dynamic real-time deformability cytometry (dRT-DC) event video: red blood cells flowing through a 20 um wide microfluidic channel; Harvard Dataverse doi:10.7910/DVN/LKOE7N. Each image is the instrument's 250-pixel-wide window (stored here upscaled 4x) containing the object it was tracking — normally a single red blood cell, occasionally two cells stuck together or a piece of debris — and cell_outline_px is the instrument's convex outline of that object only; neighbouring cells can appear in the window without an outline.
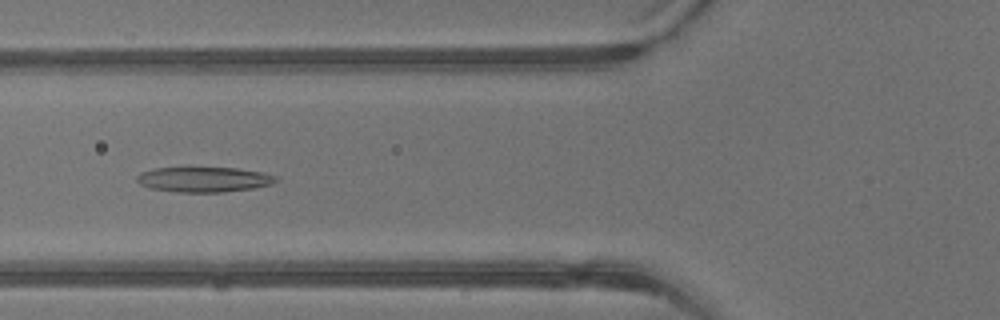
{"species": "common noctule bat (a hibernating species)", "species_latin": "Nyctalus noctula", "temperature_condition": "warm", "stored_images_in_passage": 29, "camera_frame_rate_fps": 3000, "um_per_image_px": 0.085, "animal": {"sex": "male", "body_mass_g": 13.3}, "frame": {"image": 1, "passage_image": 3, "time_ms": 0.667, "image_size_px": [1000, 320], "cell_outline_px": [[280, 180], [272, 184], [252, 188], [224, 192], [176, 192], [148, 188], [140, 184], [136, 180], [136, 176], [140, 172], [156, 168], [188, 164], [236, 168], [260, 172], [276, 176]], "centroid_in_image_um": [17.26, 15.2], "position_along_channel_um": 108.5, "area_um2": 21.5}}
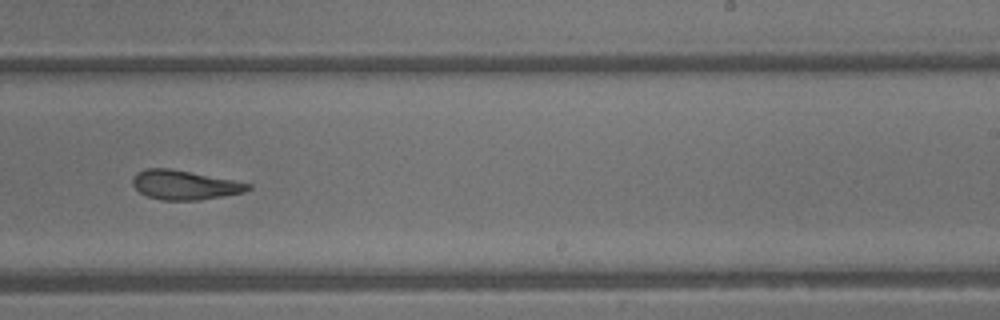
{"frame": {"image": 2, "passage_image": 13, "time_ms": 4.0, "image_size_px": [1000, 320], "cell_outline_px": [[252, 188], [244, 192], [200, 200], [160, 200], [148, 196], [140, 192], [132, 184], [132, 176], [136, 172], [144, 168], [168, 168], [232, 180], [252, 184]], "centroid_in_image_um": [15.65, 15.72], "position_along_channel_um": 273.4, "area_um2": 19.59}}
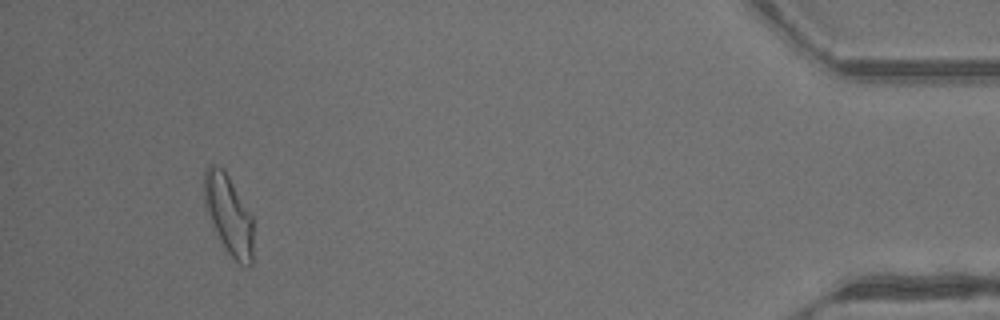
{"frame": {"image": 3, "passage_image": 26, "time_ms": 8.333, "image_size_px": [1000, 320], "cell_outline_px": [[252, 264], [240, 264], [228, 252], [212, 228], [204, 208], [204, 172], [208, 164], [212, 164], [224, 168], [252, 216]], "centroid_in_image_um": [19.39, 18.19], "position_along_channel_um": 415.8, "area_um2": 22.77}}